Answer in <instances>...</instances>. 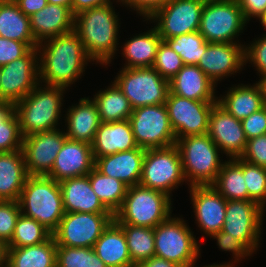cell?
<instances>
[{
	"label": "cell",
	"mask_w": 266,
	"mask_h": 267,
	"mask_svg": "<svg viewBox=\"0 0 266 267\" xmlns=\"http://www.w3.org/2000/svg\"><path fill=\"white\" fill-rule=\"evenodd\" d=\"M38 53L39 83L66 90L92 61L74 30L39 43Z\"/></svg>",
	"instance_id": "6da1fadb"
},
{
	"label": "cell",
	"mask_w": 266,
	"mask_h": 267,
	"mask_svg": "<svg viewBox=\"0 0 266 267\" xmlns=\"http://www.w3.org/2000/svg\"><path fill=\"white\" fill-rule=\"evenodd\" d=\"M113 4L86 9L75 15L74 31L93 62L107 66L117 51L119 19Z\"/></svg>",
	"instance_id": "7a4b0ae2"
},
{
	"label": "cell",
	"mask_w": 266,
	"mask_h": 267,
	"mask_svg": "<svg viewBox=\"0 0 266 267\" xmlns=\"http://www.w3.org/2000/svg\"><path fill=\"white\" fill-rule=\"evenodd\" d=\"M64 91L65 88L62 87L39 83L27 96L15 104L20 133L23 137L36 132L57 129L62 115Z\"/></svg>",
	"instance_id": "3957f363"
},
{
	"label": "cell",
	"mask_w": 266,
	"mask_h": 267,
	"mask_svg": "<svg viewBox=\"0 0 266 267\" xmlns=\"http://www.w3.org/2000/svg\"><path fill=\"white\" fill-rule=\"evenodd\" d=\"M21 213L53 233L65 211L59 182L48 176H28L19 198Z\"/></svg>",
	"instance_id": "277c9868"
},
{
	"label": "cell",
	"mask_w": 266,
	"mask_h": 267,
	"mask_svg": "<svg viewBox=\"0 0 266 267\" xmlns=\"http://www.w3.org/2000/svg\"><path fill=\"white\" fill-rule=\"evenodd\" d=\"M171 196L143 187H128L121 208L114 214L117 224L155 228L171 216Z\"/></svg>",
	"instance_id": "5b68a950"
},
{
	"label": "cell",
	"mask_w": 266,
	"mask_h": 267,
	"mask_svg": "<svg viewBox=\"0 0 266 267\" xmlns=\"http://www.w3.org/2000/svg\"><path fill=\"white\" fill-rule=\"evenodd\" d=\"M185 180L188 186L212 185L223 162L220 149L208 134L194 135L176 140Z\"/></svg>",
	"instance_id": "8992f818"
},
{
	"label": "cell",
	"mask_w": 266,
	"mask_h": 267,
	"mask_svg": "<svg viewBox=\"0 0 266 267\" xmlns=\"http://www.w3.org/2000/svg\"><path fill=\"white\" fill-rule=\"evenodd\" d=\"M183 218L172 215L154 228L155 256L183 267L201 255L194 234Z\"/></svg>",
	"instance_id": "52a82bcc"
},
{
	"label": "cell",
	"mask_w": 266,
	"mask_h": 267,
	"mask_svg": "<svg viewBox=\"0 0 266 267\" xmlns=\"http://www.w3.org/2000/svg\"><path fill=\"white\" fill-rule=\"evenodd\" d=\"M247 23L236 0H206L198 32L209 43H237Z\"/></svg>",
	"instance_id": "ba28073f"
},
{
	"label": "cell",
	"mask_w": 266,
	"mask_h": 267,
	"mask_svg": "<svg viewBox=\"0 0 266 267\" xmlns=\"http://www.w3.org/2000/svg\"><path fill=\"white\" fill-rule=\"evenodd\" d=\"M128 98L132 109L165 104L169 80L154 68H122L113 80Z\"/></svg>",
	"instance_id": "9c48e42d"
},
{
	"label": "cell",
	"mask_w": 266,
	"mask_h": 267,
	"mask_svg": "<svg viewBox=\"0 0 266 267\" xmlns=\"http://www.w3.org/2000/svg\"><path fill=\"white\" fill-rule=\"evenodd\" d=\"M184 181L186 183L180 153L175 144L145 151L139 181L141 186L159 190L171 196L172 191Z\"/></svg>",
	"instance_id": "30bf717a"
},
{
	"label": "cell",
	"mask_w": 266,
	"mask_h": 267,
	"mask_svg": "<svg viewBox=\"0 0 266 267\" xmlns=\"http://www.w3.org/2000/svg\"><path fill=\"white\" fill-rule=\"evenodd\" d=\"M129 121L135 142L142 149L165 148L176 143L165 104L135 108Z\"/></svg>",
	"instance_id": "8fae6325"
},
{
	"label": "cell",
	"mask_w": 266,
	"mask_h": 267,
	"mask_svg": "<svg viewBox=\"0 0 266 267\" xmlns=\"http://www.w3.org/2000/svg\"><path fill=\"white\" fill-rule=\"evenodd\" d=\"M113 220L112 213H65L52 236L57 246L93 247Z\"/></svg>",
	"instance_id": "7c38bea8"
},
{
	"label": "cell",
	"mask_w": 266,
	"mask_h": 267,
	"mask_svg": "<svg viewBox=\"0 0 266 267\" xmlns=\"http://www.w3.org/2000/svg\"><path fill=\"white\" fill-rule=\"evenodd\" d=\"M206 0H170L154 10L146 21L154 26L162 41L199 30Z\"/></svg>",
	"instance_id": "4fadbf2b"
},
{
	"label": "cell",
	"mask_w": 266,
	"mask_h": 267,
	"mask_svg": "<svg viewBox=\"0 0 266 267\" xmlns=\"http://www.w3.org/2000/svg\"><path fill=\"white\" fill-rule=\"evenodd\" d=\"M216 102L195 101L169 91L165 105L176 140L187 136L207 134L210 114Z\"/></svg>",
	"instance_id": "5bb4252c"
},
{
	"label": "cell",
	"mask_w": 266,
	"mask_h": 267,
	"mask_svg": "<svg viewBox=\"0 0 266 267\" xmlns=\"http://www.w3.org/2000/svg\"><path fill=\"white\" fill-rule=\"evenodd\" d=\"M38 54V48H32L23 57L0 66V100L16 104L39 84Z\"/></svg>",
	"instance_id": "9a60e30c"
},
{
	"label": "cell",
	"mask_w": 266,
	"mask_h": 267,
	"mask_svg": "<svg viewBox=\"0 0 266 267\" xmlns=\"http://www.w3.org/2000/svg\"><path fill=\"white\" fill-rule=\"evenodd\" d=\"M264 211L252 200H227L222 231L243 241L255 252L260 244Z\"/></svg>",
	"instance_id": "2e32d148"
},
{
	"label": "cell",
	"mask_w": 266,
	"mask_h": 267,
	"mask_svg": "<svg viewBox=\"0 0 266 267\" xmlns=\"http://www.w3.org/2000/svg\"><path fill=\"white\" fill-rule=\"evenodd\" d=\"M67 139L60 128L23 137L22 152L28 176H47Z\"/></svg>",
	"instance_id": "e0dca14e"
},
{
	"label": "cell",
	"mask_w": 266,
	"mask_h": 267,
	"mask_svg": "<svg viewBox=\"0 0 266 267\" xmlns=\"http://www.w3.org/2000/svg\"><path fill=\"white\" fill-rule=\"evenodd\" d=\"M209 137L229 159L240 158L243 154L247 138L242 122L232 116L218 102L212 108L208 133Z\"/></svg>",
	"instance_id": "ac0fdd59"
},
{
	"label": "cell",
	"mask_w": 266,
	"mask_h": 267,
	"mask_svg": "<svg viewBox=\"0 0 266 267\" xmlns=\"http://www.w3.org/2000/svg\"><path fill=\"white\" fill-rule=\"evenodd\" d=\"M209 43L197 66L217 85L218 81L240 72L245 64L244 45Z\"/></svg>",
	"instance_id": "d6986e66"
},
{
	"label": "cell",
	"mask_w": 266,
	"mask_h": 267,
	"mask_svg": "<svg viewBox=\"0 0 266 267\" xmlns=\"http://www.w3.org/2000/svg\"><path fill=\"white\" fill-rule=\"evenodd\" d=\"M194 215L203 234L211 236L222 230L227 200L212 186H190Z\"/></svg>",
	"instance_id": "ffe728a7"
},
{
	"label": "cell",
	"mask_w": 266,
	"mask_h": 267,
	"mask_svg": "<svg viewBox=\"0 0 266 267\" xmlns=\"http://www.w3.org/2000/svg\"><path fill=\"white\" fill-rule=\"evenodd\" d=\"M94 164L95 160L90 144L67 138L47 176L57 182L85 176L94 168Z\"/></svg>",
	"instance_id": "44dd1931"
},
{
	"label": "cell",
	"mask_w": 266,
	"mask_h": 267,
	"mask_svg": "<svg viewBox=\"0 0 266 267\" xmlns=\"http://www.w3.org/2000/svg\"><path fill=\"white\" fill-rule=\"evenodd\" d=\"M145 151L137 147L129 151L98 157L95 159L94 167L106 176L121 180L128 187L138 185Z\"/></svg>",
	"instance_id": "7402d4cb"
},
{
	"label": "cell",
	"mask_w": 266,
	"mask_h": 267,
	"mask_svg": "<svg viewBox=\"0 0 266 267\" xmlns=\"http://www.w3.org/2000/svg\"><path fill=\"white\" fill-rule=\"evenodd\" d=\"M75 15L66 6L47 4L30 16V29L39 44L74 30Z\"/></svg>",
	"instance_id": "603a6c76"
},
{
	"label": "cell",
	"mask_w": 266,
	"mask_h": 267,
	"mask_svg": "<svg viewBox=\"0 0 266 267\" xmlns=\"http://www.w3.org/2000/svg\"><path fill=\"white\" fill-rule=\"evenodd\" d=\"M91 147L94 160L98 157L137 148L129 119L101 122Z\"/></svg>",
	"instance_id": "cb8c5ba5"
},
{
	"label": "cell",
	"mask_w": 266,
	"mask_h": 267,
	"mask_svg": "<svg viewBox=\"0 0 266 267\" xmlns=\"http://www.w3.org/2000/svg\"><path fill=\"white\" fill-rule=\"evenodd\" d=\"M65 213H111L92 190L87 175L59 182Z\"/></svg>",
	"instance_id": "d4e9b609"
},
{
	"label": "cell",
	"mask_w": 266,
	"mask_h": 267,
	"mask_svg": "<svg viewBox=\"0 0 266 267\" xmlns=\"http://www.w3.org/2000/svg\"><path fill=\"white\" fill-rule=\"evenodd\" d=\"M215 86L197 65H184L169 80L172 94L195 101H217Z\"/></svg>",
	"instance_id": "484cf974"
},
{
	"label": "cell",
	"mask_w": 266,
	"mask_h": 267,
	"mask_svg": "<svg viewBox=\"0 0 266 267\" xmlns=\"http://www.w3.org/2000/svg\"><path fill=\"white\" fill-rule=\"evenodd\" d=\"M66 113V137L91 145L101 124L97 107L92 99L81 98L79 104L69 107Z\"/></svg>",
	"instance_id": "4316f807"
},
{
	"label": "cell",
	"mask_w": 266,
	"mask_h": 267,
	"mask_svg": "<svg viewBox=\"0 0 266 267\" xmlns=\"http://www.w3.org/2000/svg\"><path fill=\"white\" fill-rule=\"evenodd\" d=\"M27 178L22 149L0 153V201H19Z\"/></svg>",
	"instance_id": "83f0119b"
},
{
	"label": "cell",
	"mask_w": 266,
	"mask_h": 267,
	"mask_svg": "<svg viewBox=\"0 0 266 267\" xmlns=\"http://www.w3.org/2000/svg\"><path fill=\"white\" fill-rule=\"evenodd\" d=\"M93 249L107 267H135L130 258L125 233L114 220L102 232Z\"/></svg>",
	"instance_id": "f1b7e54d"
},
{
	"label": "cell",
	"mask_w": 266,
	"mask_h": 267,
	"mask_svg": "<svg viewBox=\"0 0 266 267\" xmlns=\"http://www.w3.org/2000/svg\"><path fill=\"white\" fill-rule=\"evenodd\" d=\"M217 98V102L240 121L263 108L265 101L259 82L252 86L238 84L230 87L225 96Z\"/></svg>",
	"instance_id": "f546056e"
},
{
	"label": "cell",
	"mask_w": 266,
	"mask_h": 267,
	"mask_svg": "<svg viewBox=\"0 0 266 267\" xmlns=\"http://www.w3.org/2000/svg\"><path fill=\"white\" fill-rule=\"evenodd\" d=\"M122 45V54L126 58L124 68H150L152 67L157 49L162 41L156 28L147 30L133 36Z\"/></svg>",
	"instance_id": "4dcf8cb0"
},
{
	"label": "cell",
	"mask_w": 266,
	"mask_h": 267,
	"mask_svg": "<svg viewBox=\"0 0 266 267\" xmlns=\"http://www.w3.org/2000/svg\"><path fill=\"white\" fill-rule=\"evenodd\" d=\"M0 37L38 48L30 29V17L20 11L15 1L0 0Z\"/></svg>",
	"instance_id": "1f68e13d"
},
{
	"label": "cell",
	"mask_w": 266,
	"mask_h": 267,
	"mask_svg": "<svg viewBox=\"0 0 266 267\" xmlns=\"http://www.w3.org/2000/svg\"><path fill=\"white\" fill-rule=\"evenodd\" d=\"M57 244L53 236L33 246L8 248V267H56Z\"/></svg>",
	"instance_id": "d6a6232c"
},
{
	"label": "cell",
	"mask_w": 266,
	"mask_h": 267,
	"mask_svg": "<svg viewBox=\"0 0 266 267\" xmlns=\"http://www.w3.org/2000/svg\"><path fill=\"white\" fill-rule=\"evenodd\" d=\"M108 88L99 90L92 101L95 103L101 122H115L129 119L133 109L128 98L113 81Z\"/></svg>",
	"instance_id": "836d02e7"
},
{
	"label": "cell",
	"mask_w": 266,
	"mask_h": 267,
	"mask_svg": "<svg viewBox=\"0 0 266 267\" xmlns=\"http://www.w3.org/2000/svg\"><path fill=\"white\" fill-rule=\"evenodd\" d=\"M212 186L226 200H248V190L243 175V160L234 158L223 162Z\"/></svg>",
	"instance_id": "e575fe53"
},
{
	"label": "cell",
	"mask_w": 266,
	"mask_h": 267,
	"mask_svg": "<svg viewBox=\"0 0 266 267\" xmlns=\"http://www.w3.org/2000/svg\"><path fill=\"white\" fill-rule=\"evenodd\" d=\"M92 190L114 215L122 206L128 186L121 180L106 176L95 167L87 174Z\"/></svg>",
	"instance_id": "d590c367"
},
{
	"label": "cell",
	"mask_w": 266,
	"mask_h": 267,
	"mask_svg": "<svg viewBox=\"0 0 266 267\" xmlns=\"http://www.w3.org/2000/svg\"><path fill=\"white\" fill-rule=\"evenodd\" d=\"M125 233L130 258L134 266L155 256L154 228L118 224Z\"/></svg>",
	"instance_id": "8d00e7d4"
},
{
	"label": "cell",
	"mask_w": 266,
	"mask_h": 267,
	"mask_svg": "<svg viewBox=\"0 0 266 267\" xmlns=\"http://www.w3.org/2000/svg\"><path fill=\"white\" fill-rule=\"evenodd\" d=\"M52 233L35 219L20 214L15 225L12 239L7 248H19L44 243Z\"/></svg>",
	"instance_id": "74e56055"
},
{
	"label": "cell",
	"mask_w": 266,
	"mask_h": 267,
	"mask_svg": "<svg viewBox=\"0 0 266 267\" xmlns=\"http://www.w3.org/2000/svg\"><path fill=\"white\" fill-rule=\"evenodd\" d=\"M164 41L180 55L184 65H197L207 47L206 40L198 31L182 34Z\"/></svg>",
	"instance_id": "f35d334b"
},
{
	"label": "cell",
	"mask_w": 266,
	"mask_h": 267,
	"mask_svg": "<svg viewBox=\"0 0 266 267\" xmlns=\"http://www.w3.org/2000/svg\"><path fill=\"white\" fill-rule=\"evenodd\" d=\"M56 267H107L93 247L57 246Z\"/></svg>",
	"instance_id": "ab89813d"
},
{
	"label": "cell",
	"mask_w": 266,
	"mask_h": 267,
	"mask_svg": "<svg viewBox=\"0 0 266 267\" xmlns=\"http://www.w3.org/2000/svg\"><path fill=\"white\" fill-rule=\"evenodd\" d=\"M243 175L248 190V200L266 209V168L243 160Z\"/></svg>",
	"instance_id": "60d3db41"
},
{
	"label": "cell",
	"mask_w": 266,
	"mask_h": 267,
	"mask_svg": "<svg viewBox=\"0 0 266 267\" xmlns=\"http://www.w3.org/2000/svg\"><path fill=\"white\" fill-rule=\"evenodd\" d=\"M183 66L184 63L180 55L165 41H161L152 68L163 78L171 80Z\"/></svg>",
	"instance_id": "b9f144b4"
},
{
	"label": "cell",
	"mask_w": 266,
	"mask_h": 267,
	"mask_svg": "<svg viewBox=\"0 0 266 267\" xmlns=\"http://www.w3.org/2000/svg\"><path fill=\"white\" fill-rule=\"evenodd\" d=\"M23 136L20 133L16 111L0 126V153L22 149Z\"/></svg>",
	"instance_id": "7bdbcfd3"
},
{
	"label": "cell",
	"mask_w": 266,
	"mask_h": 267,
	"mask_svg": "<svg viewBox=\"0 0 266 267\" xmlns=\"http://www.w3.org/2000/svg\"><path fill=\"white\" fill-rule=\"evenodd\" d=\"M20 214L19 201H0V239L6 244L12 239Z\"/></svg>",
	"instance_id": "ee69618b"
},
{
	"label": "cell",
	"mask_w": 266,
	"mask_h": 267,
	"mask_svg": "<svg viewBox=\"0 0 266 267\" xmlns=\"http://www.w3.org/2000/svg\"><path fill=\"white\" fill-rule=\"evenodd\" d=\"M245 66L250 62L254 66L259 78L266 75V34L263 37L253 40L247 46H244ZM254 64V65H253Z\"/></svg>",
	"instance_id": "f6af8a7d"
},
{
	"label": "cell",
	"mask_w": 266,
	"mask_h": 267,
	"mask_svg": "<svg viewBox=\"0 0 266 267\" xmlns=\"http://www.w3.org/2000/svg\"><path fill=\"white\" fill-rule=\"evenodd\" d=\"M210 237L216 239L217 245L221 250L232 252L233 258H235L233 263L237 262V260L239 262V260L245 259L254 253L243 241L222 230L212 234Z\"/></svg>",
	"instance_id": "bcb514c9"
},
{
	"label": "cell",
	"mask_w": 266,
	"mask_h": 267,
	"mask_svg": "<svg viewBox=\"0 0 266 267\" xmlns=\"http://www.w3.org/2000/svg\"><path fill=\"white\" fill-rule=\"evenodd\" d=\"M240 159L266 168V134L247 140L246 148Z\"/></svg>",
	"instance_id": "7dc6e473"
},
{
	"label": "cell",
	"mask_w": 266,
	"mask_h": 267,
	"mask_svg": "<svg viewBox=\"0 0 266 267\" xmlns=\"http://www.w3.org/2000/svg\"><path fill=\"white\" fill-rule=\"evenodd\" d=\"M30 49L28 43L0 37V66L23 57Z\"/></svg>",
	"instance_id": "c3c4849f"
},
{
	"label": "cell",
	"mask_w": 266,
	"mask_h": 267,
	"mask_svg": "<svg viewBox=\"0 0 266 267\" xmlns=\"http://www.w3.org/2000/svg\"><path fill=\"white\" fill-rule=\"evenodd\" d=\"M241 122L247 140L266 134V108L250 114Z\"/></svg>",
	"instance_id": "681fc988"
},
{
	"label": "cell",
	"mask_w": 266,
	"mask_h": 267,
	"mask_svg": "<svg viewBox=\"0 0 266 267\" xmlns=\"http://www.w3.org/2000/svg\"><path fill=\"white\" fill-rule=\"evenodd\" d=\"M170 0H117L123 5H127L137 11L143 19H146L154 10L165 5Z\"/></svg>",
	"instance_id": "f907efd6"
},
{
	"label": "cell",
	"mask_w": 266,
	"mask_h": 267,
	"mask_svg": "<svg viewBox=\"0 0 266 267\" xmlns=\"http://www.w3.org/2000/svg\"><path fill=\"white\" fill-rule=\"evenodd\" d=\"M247 22L250 18L257 19L266 10V0H236Z\"/></svg>",
	"instance_id": "816d5d0a"
},
{
	"label": "cell",
	"mask_w": 266,
	"mask_h": 267,
	"mask_svg": "<svg viewBox=\"0 0 266 267\" xmlns=\"http://www.w3.org/2000/svg\"><path fill=\"white\" fill-rule=\"evenodd\" d=\"M112 4L111 0H72L71 11L74 15L94 7Z\"/></svg>",
	"instance_id": "f5cc1de1"
},
{
	"label": "cell",
	"mask_w": 266,
	"mask_h": 267,
	"mask_svg": "<svg viewBox=\"0 0 266 267\" xmlns=\"http://www.w3.org/2000/svg\"><path fill=\"white\" fill-rule=\"evenodd\" d=\"M20 8V11L27 16L39 12L45 6H47V0H15Z\"/></svg>",
	"instance_id": "db71d44e"
},
{
	"label": "cell",
	"mask_w": 266,
	"mask_h": 267,
	"mask_svg": "<svg viewBox=\"0 0 266 267\" xmlns=\"http://www.w3.org/2000/svg\"><path fill=\"white\" fill-rule=\"evenodd\" d=\"M135 267H180V266L177 265L176 263L172 262V261H168L166 259H163V258H160L157 256H153V257L139 263Z\"/></svg>",
	"instance_id": "11a10c76"
},
{
	"label": "cell",
	"mask_w": 266,
	"mask_h": 267,
	"mask_svg": "<svg viewBox=\"0 0 266 267\" xmlns=\"http://www.w3.org/2000/svg\"><path fill=\"white\" fill-rule=\"evenodd\" d=\"M15 112V104L0 100V126Z\"/></svg>",
	"instance_id": "9f6ffc18"
},
{
	"label": "cell",
	"mask_w": 266,
	"mask_h": 267,
	"mask_svg": "<svg viewBox=\"0 0 266 267\" xmlns=\"http://www.w3.org/2000/svg\"><path fill=\"white\" fill-rule=\"evenodd\" d=\"M7 244L0 239V267L7 264Z\"/></svg>",
	"instance_id": "6f0895ef"
},
{
	"label": "cell",
	"mask_w": 266,
	"mask_h": 267,
	"mask_svg": "<svg viewBox=\"0 0 266 267\" xmlns=\"http://www.w3.org/2000/svg\"><path fill=\"white\" fill-rule=\"evenodd\" d=\"M49 4L66 6L71 9L72 0H47Z\"/></svg>",
	"instance_id": "680465c9"
},
{
	"label": "cell",
	"mask_w": 266,
	"mask_h": 267,
	"mask_svg": "<svg viewBox=\"0 0 266 267\" xmlns=\"http://www.w3.org/2000/svg\"><path fill=\"white\" fill-rule=\"evenodd\" d=\"M196 262H193V263H190V264H187V265H185V266H183V267H195L194 265H196L195 264ZM234 265H233V263H224V264H212V265H205L204 267H233Z\"/></svg>",
	"instance_id": "91938a15"
},
{
	"label": "cell",
	"mask_w": 266,
	"mask_h": 267,
	"mask_svg": "<svg viewBox=\"0 0 266 267\" xmlns=\"http://www.w3.org/2000/svg\"><path fill=\"white\" fill-rule=\"evenodd\" d=\"M261 85L263 94H264V99L266 100V75H264L263 77H261L258 81Z\"/></svg>",
	"instance_id": "94428289"
},
{
	"label": "cell",
	"mask_w": 266,
	"mask_h": 267,
	"mask_svg": "<svg viewBox=\"0 0 266 267\" xmlns=\"http://www.w3.org/2000/svg\"><path fill=\"white\" fill-rule=\"evenodd\" d=\"M258 19L260 23L262 24V27L266 29V10L263 12V14Z\"/></svg>",
	"instance_id": "6125c7cd"
}]
</instances>
